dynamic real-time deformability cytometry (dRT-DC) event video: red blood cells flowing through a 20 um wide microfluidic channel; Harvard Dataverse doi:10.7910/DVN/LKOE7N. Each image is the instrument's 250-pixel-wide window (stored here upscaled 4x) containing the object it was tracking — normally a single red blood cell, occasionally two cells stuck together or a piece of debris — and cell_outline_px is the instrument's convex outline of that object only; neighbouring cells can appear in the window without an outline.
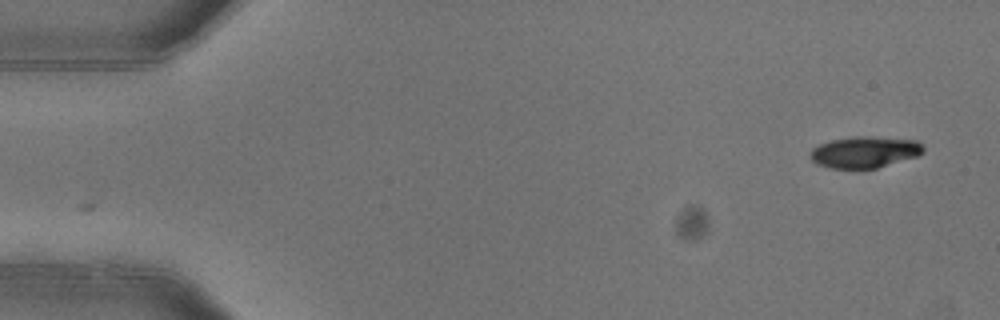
{"species": "common noctule bat (a hibernating species)", "species_latin": "Nyctalus noctula", "temperature_condition": "warm", "stored_images_in_passage": 2, "camera_frame_rate_fps": 3000, "um_per_image_px": 0.085, "animal": {"sex": "female"}, "frame": {"image": 1, "passage_image": 2, "time_ms": 0.333, "image_size_px": [1000, 320], "cell_outline_px": [[924, 152], [916, 156], [876, 168], [856, 172], [832, 168], [816, 164], [808, 156], [808, 152], [812, 148], [820, 144], [832, 140], [856, 136], [864, 136], [916, 140], [924, 144]], "centroid_in_image_um": [73.45, 12.97], "position_along_channel_um": 11.6, "area_um2": 21.27}}